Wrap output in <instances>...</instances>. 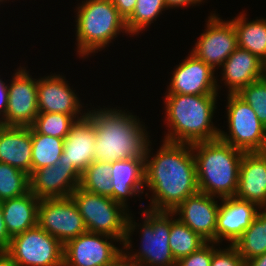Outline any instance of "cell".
<instances>
[{
    "label": "cell",
    "instance_id": "7",
    "mask_svg": "<svg viewBox=\"0 0 266 266\" xmlns=\"http://www.w3.org/2000/svg\"><path fill=\"white\" fill-rule=\"evenodd\" d=\"M143 212L144 222L140 225L142 249L134 254H127L133 260L144 266H176L171 248L169 235L171 230V212L146 209ZM131 254V255H130Z\"/></svg>",
    "mask_w": 266,
    "mask_h": 266
},
{
    "label": "cell",
    "instance_id": "19",
    "mask_svg": "<svg viewBox=\"0 0 266 266\" xmlns=\"http://www.w3.org/2000/svg\"><path fill=\"white\" fill-rule=\"evenodd\" d=\"M64 76L53 75L38 79V111L44 113H62L65 115L85 116L81 114V103Z\"/></svg>",
    "mask_w": 266,
    "mask_h": 266
},
{
    "label": "cell",
    "instance_id": "30",
    "mask_svg": "<svg viewBox=\"0 0 266 266\" xmlns=\"http://www.w3.org/2000/svg\"><path fill=\"white\" fill-rule=\"evenodd\" d=\"M167 7L165 0H137L132 15L125 21L128 34L136 35L151 25Z\"/></svg>",
    "mask_w": 266,
    "mask_h": 266
},
{
    "label": "cell",
    "instance_id": "15",
    "mask_svg": "<svg viewBox=\"0 0 266 266\" xmlns=\"http://www.w3.org/2000/svg\"><path fill=\"white\" fill-rule=\"evenodd\" d=\"M81 173L73 166L57 162L29 175V191L40 200L71 196L79 187Z\"/></svg>",
    "mask_w": 266,
    "mask_h": 266
},
{
    "label": "cell",
    "instance_id": "42",
    "mask_svg": "<svg viewBox=\"0 0 266 266\" xmlns=\"http://www.w3.org/2000/svg\"><path fill=\"white\" fill-rule=\"evenodd\" d=\"M0 266H18L15 261L7 254V252L0 253Z\"/></svg>",
    "mask_w": 266,
    "mask_h": 266
},
{
    "label": "cell",
    "instance_id": "27",
    "mask_svg": "<svg viewBox=\"0 0 266 266\" xmlns=\"http://www.w3.org/2000/svg\"><path fill=\"white\" fill-rule=\"evenodd\" d=\"M32 172L56 164L63 154L64 139L38 133L31 126Z\"/></svg>",
    "mask_w": 266,
    "mask_h": 266
},
{
    "label": "cell",
    "instance_id": "13",
    "mask_svg": "<svg viewBox=\"0 0 266 266\" xmlns=\"http://www.w3.org/2000/svg\"><path fill=\"white\" fill-rule=\"evenodd\" d=\"M206 25L191 53L215 70L237 48V34L231 20L223 21L215 13L208 16Z\"/></svg>",
    "mask_w": 266,
    "mask_h": 266
},
{
    "label": "cell",
    "instance_id": "36",
    "mask_svg": "<svg viewBox=\"0 0 266 266\" xmlns=\"http://www.w3.org/2000/svg\"><path fill=\"white\" fill-rule=\"evenodd\" d=\"M119 15L126 21L133 13L137 0H110Z\"/></svg>",
    "mask_w": 266,
    "mask_h": 266
},
{
    "label": "cell",
    "instance_id": "24",
    "mask_svg": "<svg viewBox=\"0 0 266 266\" xmlns=\"http://www.w3.org/2000/svg\"><path fill=\"white\" fill-rule=\"evenodd\" d=\"M39 203L40 199L30 191L0 202L6 230L11 237L38 225Z\"/></svg>",
    "mask_w": 266,
    "mask_h": 266
},
{
    "label": "cell",
    "instance_id": "2",
    "mask_svg": "<svg viewBox=\"0 0 266 266\" xmlns=\"http://www.w3.org/2000/svg\"><path fill=\"white\" fill-rule=\"evenodd\" d=\"M128 112L116 108L87 111L96 125L94 161L115 162L146 157L147 148L151 146L148 132L139 118Z\"/></svg>",
    "mask_w": 266,
    "mask_h": 266
},
{
    "label": "cell",
    "instance_id": "32",
    "mask_svg": "<svg viewBox=\"0 0 266 266\" xmlns=\"http://www.w3.org/2000/svg\"><path fill=\"white\" fill-rule=\"evenodd\" d=\"M84 116L39 112L32 127L40 134L65 138L72 124Z\"/></svg>",
    "mask_w": 266,
    "mask_h": 266
},
{
    "label": "cell",
    "instance_id": "20",
    "mask_svg": "<svg viewBox=\"0 0 266 266\" xmlns=\"http://www.w3.org/2000/svg\"><path fill=\"white\" fill-rule=\"evenodd\" d=\"M235 197L266 209V160L257 152H244Z\"/></svg>",
    "mask_w": 266,
    "mask_h": 266
},
{
    "label": "cell",
    "instance_id": "37",
    "mask_svg": "<svg viewBox=\"0 0 266 266\" xmlns=\"http://www.w3.org/2000/svg\"><path fill=\"white\" fill-rule=\"evenodd\" d=\"M11 236L6 230L5 222L3 219L2 208L0 204V250L6 252L10 246Z\"/></svg>",
    "mask_w": 266,
    "mask_h": 266
},
{
    "label": "cell",
    "instance_id": "10",
    "mask_svg": "<svg viewBox=\"0 0 266 266\" xmlns=\"http://www.w3.org/2000/svg\"><path fill=\"white\" fill-rule=\"evenodd\" d=\"M38 225L63 245L87 232L78 206L71 196L41 199L38 207Z\"/></svg>",
    "mask_w": 266,
    "mask_h": 266
},
{
    "label": "cell",
    "instance_id": "18",
    "mask_svg": "<svg viewBox=\"0 0 266 266\" xmlns=\"http://www.w3.org/2000/svg\"><path fill=\"white\" fill-rule=\"evenodd\" d=\"M217 215L215 243L224 238L231 245L243 234L256 218L260 208L249 201L236 197L222 198Z\"/></svg>",
    "mask_w": 266,
    "mask_h": 266
},
{
    "label": "cell",
    "instance_id": "16",
    "mask_svg": "<svg viewBox=\"0 0 266 266\" xmlns=\"http://www.w3.org/2000/svg\"><path fill=\"white\" fill-rule=\"evenodd\" d=\"M214 196L198 191L186 198L174 211L178 220L198 233L207 242H215L217 215L220 204Z\"/></svg>",
    "mask_w": 266,
    "mask_h": 266
},
{
    "label": "cell",
    "instance_id": "3",
    "mask_svg": "<svg viewBox=\"0 0 266 266\" xmlns=\"http://www.w3.org/2000/svg\"><path fill=\"white\" fill-rule=\"evenodd\" d=\"M217 95L167 93L165 119L168 133L163 140L193 144L219 138L220 129L212 122Z\"/></svg>",
    "mask_w": 266,
    "mask_h": 266
},
{
    "label": "cell",
    "instance_id": "35",
    "mask_svg": "<svg viewBox=\"0 0 266 266\" xmlns=\"http://www.w3.org/2000/svg\"><path fill=\"white\" fill-rule=\"evenodd\" d=\"M210 266H245V261L238 250L230 244L229 248L217 249L212 254Z\"/></svg>",
    "mask_w": 266,
    "mask_h": 266
},
{
    "label": "cell",
    "instance_id": "9",
    "mask_svg": "<svg viewBox=\"0 0 266 266\" xmlns=\"http://www.w3.org/2000/svg\"><path fill=\"white\" fill-rule=\"evenodd\" d=\"M227 98L229 134L220 130L219 138L243 152H256L262 143L266 126L237 93H229Z\"/></svg>",
    "mask_w": 266,
    "mask_h": 266
},
{
    "label": "cell",
    "instance_id": "44",
    "mask_svg": "<svg viewBox=\"0 0 266 266\" xmlns=\"http://www.w3.org/2000/svg\"><path fill=\"white\" fill-rule=\"evenodd\" d=\"M263 78L266 80V61L264 62Z\"/></svg>",
    "mask_w": 266,
    "mask_h": 266
},
{
    "label": "cell",
    "instance_id": "33",
    "mask_svg": "<svg viewBox=\"0 0 266 266\" xmlns=\"http://www.w3.org/2000/svg\"><path fill=\"white\" fill-rule=\"evenodd\" d=\"M237 94L250 105L259 121L266 126V80L261 78L254 81Z\"/></svg>",
    "mask_w": 266,
    "mask_h": 266
},
{
    "label": "cell",
    "instance_id": "4",
    "mask_svg": "<svg viewBox=\"0 0 266 266\" xmlns=\"http://www.w3.org/2000/svg\"><path fill=\"white\" fill-rule=\"evenodd\" d=\"M192 151L198 190L219 199L235 197L244 152L220 138L193 143Z\"/></svg>",
    "mask_w": 266,
    "mask_h": 266
},
{
    "label": "cell",
    "instance_id": "12",
    "mask_svg": "<svg viewBox=\"0 0 266 266\" xmlns=\"http://www.w3.org/2000/svg\"><path fill=\"white\" fill-rule=\"evenodd\" d=\"M112 241L119 240L88 231L69 240L64 244L63 266H109L124 250Z\"/></svg>",
    "mask_w": 266,
    "mask_h": 266
},
{
    "label": "cell",
    "instance_id": "31",
    "mask_svg": "<svg viewBox=\"0 0 266 266\" xmlns=\"http://www.w3.org/2000/svg\"><path fill=\"white\" fill-rule=\"evenodd\" d=\"M29 191V175L0 162V202L16 198Z\"/></svg>",
    "mask_w": 266,
    "mask_h": 266
},
{
    "label": "cell",
    "instance_id": "41",
    "mask_svg": "<svg viewBox=\"0 0 266 266\" xmlns=\"http://www.w3.org/2000/svg\"><path fill=\"white\" fill-rule=\"evenodd\" d=\"M245 266H266V252L245 262Z\"/></svg>",
    "mask_w": 266,
    "mask_h": 266
},
{
    "label": "cell",
    "instance_id": "28",
    "mask_svg": "<svg viewBox=\"0 0 266 266\" xmlns=\"http://www.w3.org/2000/svg\"><path fill=\"white\" fill-rule=\"evenodd\" d=\"M174 213L171 212V230L169 235V246L171 248L175 261L186 257L197 251L207 241L198 233L194 232L187 225L180 222L177 217L172 218Z\"/></svg>",
    "mask_w": 266,
    "mask_h": 266
},
{
    "label": "cell",
    "instance_id": "29",
    "mask_svg": "<svg viewBox=\"0 0 266 266\" xmlns=\"http://www.w3.org/2000/svg\"><path fill=\"white\" fill-rule=\"evenodd\" d=\"M79 187L112 199L111 162L93 161L81 173Z\"/></svg>",
    "mask_w": 266,
    "mask_h": 266
},
{
    "label": "cell",
    "instance_id": "22",
    "mask_svg": "<svg viewBox=\"0 0 266 266\" xmlns=\"http://www.w3.org/2000/svg\"><path fill=\"white\" fill-rule=\"evenodd\" d=\"M0 162L32 173L31 127L0 125Z\"/></svg>",
    "mask_w": 266,
    "mask_h": 266
},
{
    "label": "cell",
    "instance_id": "38",
    "mask_svg": "<svg viewBox=\"0 0 266 266\" xmlns=\"http://www.w3.org/2000/svg\"><path fill=\"white\" fill-rule=\"evenodd\" d=\"M7 84L0 79V116H5L8 105V88ZM2 114V115H1Z\"/></svg>",
    "mask_w": 266,
    "mask_h": 266
},
{
    "label": "cell",
    "instance_id": "6",
    "mask_svg": "<svg viewBox=\"0 0 266 266\" xmlns=\"http://www.w3.org/2000/svg\"><path fill=\"white\" fill-rule=\"evenodd\" d=\"M71 197L78 206L88 232L109 235L122 242L125 250L132 248L130 236L137 223L126 208L110 197L80 187L72 192Z\"/></svg>",
    "mask_w": 266,
    "mask_h": 266
},
{
    "label": "cell",
    "instance_id": "17",
    "mask_svg": "<svg viewBox=\"0 0 266 266\" xmlns=\"http://www.w3.org/2000/svg\"><path fill=\"white\" fill-rule=\"evenodd\" d=\"M96 143V125L86 114L77 119L64 138L60 164L73 165L82 173L93 161Z\"/></svg>",
    "mask_w": 266,
    "mask_h": 266
},
{
    "label": "cell",
    "instance_id": "8",
    "mask_svg": "<svg viewBox=\"0 0 266 266\" xmlns=\"http://www.w3.org/2000/svg\"><path fill=\"white\" fill-rule=\"evenodd\" d=\"M6 252L18 266H63L64 245L39 225L13 236Z\"/></svg>",
    "mask_w": 266,
    "mask_h": 266
},
{
    "label": "cell",
    "instance_id": "14",
    "mask_svg": "<svg viewBox=\"0 0 266 266\" xmlns=\"http://www.w3.org/2000/svg\"><path fill=\"white\" fill-rule=\"evenodd\" d=\"M214 72L210 65L190 52V55L173 71L166 93L217 95L219 87Z\"/></svg>",
    "mask_w": 266,
    "mask_h": 266
},
{
    "label": "cell",
    "instance_id": "23",
    "mask_svg": "<svg viewBox=\"0 0 266 266\" xmlns=\"http://www.w3.org/2000/svg\"><path fill=\"white\" fill-rule=\"evenodd\" d=\"M144 171L145 158L111 162L112 199L128 209L127 198L144 192Z\"/></svg>",
    "mask_w": 266,
    "mask_h": 266
},
{
    "label": "cell",
    "instance_id": "34",
    "mask_svg": "<svg viewBox=\"0 0 266 266\" xmlns=\"http://www.w3.org/2000/svg\"><path fill=\"white\" fill-rule=\"evenodd\" d=\"M213 244L215 242H206L197 251L177 261L176 266H210L212 254L218 249Z\"/></svg>",
    "mask_w": 266,
    "mask_h": 266
},
{
    "label": "cell",
    "instance_id": "43",
    "mask_svg": "<svg viewBox=\"0 0 266 266\" xmlns=\"http://www.w3.org/2000/svg\"><path fill=\"white\" fill-rule=\"evenodd\" d=\"M262 158L266 160V132L263 137L262 143L259 147V149L256 151Z\"/></svg>",
    "mask_w": 266,
    "mask_h": 266
},
{
    "label": "cell",
    "instance_id": "40",
    "mask_svg": "<svg viewBox=\"0 0 266 266\" xmlns=\"http://www.w3.org/2000/svg\"><path fill=\"white\" fill-rule=\"evenodd\" d=\"M203 0H165V5L167 9L169 8H177V7H183V6H191L193 4H200Z\"/></svg>",
    "mask_w": 266,
    "mask_h": 266
},
{
    "label": "cell",
    "instance_id": "25",
    "mask_svg": "<svg viewBox=\"0 0 266 266\" xmlns=\"http://www.w3.org/2000/svg\"><path fill=\"white\" fill-rule=\"evenodd\" d=\"M237 34V47L266 61V19L247 21L245 14L231 20Z\"/></svg>",
    "mask_w": 266,
    "mask_h": 266
},
{
    "label": "cell",
    "instance_id": "39",
    "mask_svg": "<svg viewBox=\"0 0 266 266\" xmlns=\"http://www.w3.org/2000/svg\"><path fill=\"white\" fill-rule=\"evenodd\" d=\"M109 266H144L139 261L128 257L123 251Z\"/></svg>",
    "mask_w": 266,
    "mask_h": 266
},
{
    "label": "cell",
    "instance_id": "11",
    "mask_svg": "<svg viewBox=\"0 0 266 266\" xmlns=\"http://www.w3.org/2000/svg\"><path fill=\"white\" fill-rule=\"evenodd\" d=\"M14 74L8 88V105L0 125L31 127L38 115V80L20 67Z\"/></svg>",
    "mask_w": 266,
    "mask_h": 266
},
{
    "label": "cell",
    "instance_id": "26",
    "mask_svg": "<svg viewBox=\"0 0 266 266\" xmlns=\"http://www.w3.org/2000/svg\"><path fill=\"white\" fill-rule=\"evenodd\" d=\"M232 245L245 262L266 252V209L257 213L251 225Z\"/></svg>",
    "mask_w": 266,
    "mask_h": 266
},
{
    "label": "cell",
    "instance_id": "5",
    "mask_svg": "<svg viewBox=\"0 0 266 266\" xmlns=\"http://www.w3.org/2000/svg\"><path fill=\"white\" fill-rule=\"evenodd\" d=\"M81 4L76 9V46L80 57L109 46L121 31L128 33L125 20L110 0H86Z\"/></svg>",
    "mask_w": 266,
    "mask_h": 266
},
{
    "label": "cell",
    "instance_id": "21",
    "mask_svg": "<svg viewBox=\"0 0 266 266\" xmlns=\"http://www.w3.org/2000/svg\"><path fill=\"white\" fill-rule=\"evenodd\" d=\"M222 81L229 93H238L243 87L263 78L264 62L248 50L237 47L225 60Z\"/></svg>",
    "mask_w": 266,
    "mask_h": 266
},
{
    "label": "cell",
    "instance_id": "1",
    "mask_svg": "<svg viewBox=\"0 0 266 266\" xmlns=\"http://www.w3.org/2000/svg\"><path fill=\"white\" fill-rule=\"evenodd\" d=\"M163 142L153 157L147 148L145 187L153 192L148 209L172 212L199 191L196 164L192 144Z\"/></svg>",
    "mask_w": 266,
    "mask_h": 266
}]
</instances>
